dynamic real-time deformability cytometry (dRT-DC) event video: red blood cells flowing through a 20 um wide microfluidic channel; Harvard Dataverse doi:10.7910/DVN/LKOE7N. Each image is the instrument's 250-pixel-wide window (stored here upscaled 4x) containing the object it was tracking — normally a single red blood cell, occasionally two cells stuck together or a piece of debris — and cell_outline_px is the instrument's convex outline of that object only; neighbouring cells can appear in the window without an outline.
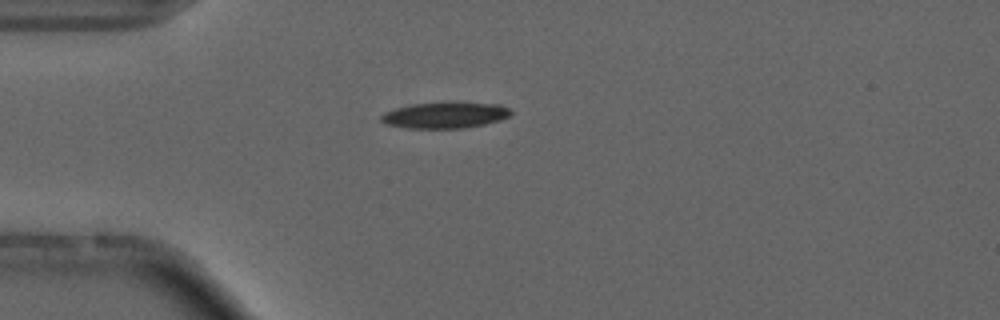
{"species": "common noctule bat (a hibernating species)", "species_latin": "Nyctalus noctula", "temperature_condition": "cold", "stored_images_in_passage": 7, "camera_frame_rate_fps": 3000, "um_per_image_px": 0.085, "animal": {"sex": "male", "forearm_length_mm": 52.5}, "frame": {"image": 1, "passage_image": 1, "time_ms": 0.0, "image_size_px": [1000, 320], "cell_outline_px": [[512, 116], [500, 120], [484, 124], [464, 128], [408, 128], [388, 124], [380, 120], [380, 116], [384, 112], [396, 108], [412, 104], [448, 100], [456, 100], [500, 104], [512, 108]], "centroid_in_image_um": [37.92, 9.74], "position_along_channel_um": 47.1, "area_um2": 20.58}}